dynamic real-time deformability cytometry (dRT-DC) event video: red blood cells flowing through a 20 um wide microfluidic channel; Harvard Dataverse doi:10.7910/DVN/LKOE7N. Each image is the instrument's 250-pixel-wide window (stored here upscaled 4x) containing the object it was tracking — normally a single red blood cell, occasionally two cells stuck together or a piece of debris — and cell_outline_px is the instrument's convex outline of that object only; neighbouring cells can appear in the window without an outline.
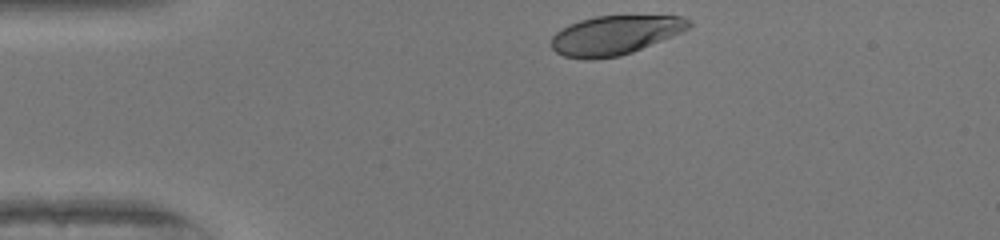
{"species": "human", "species_latin": "Homo sapiens", "temperature_condition": "warm", "stored_images_in_passage": 13, "camera_frame_rate_fps": 3000, "um_per_image_px": 0.085, "donor": {"sex": "female"}, "frame": {"image": 1, "passage_image": 1, "time_ms": 0.0, "image_size_px": [1000, 240], "cell_outline_px": [[692, 24], [688, 28], [672, 36], [632, 52], [620, 56], [592, 60], [588, 60], [564, 56], [556, 52], [552, 48], [552, 36], [556, 32], [568, 24], [580, 20], [596, 16], [680, 16], [692, 20]], "centroid_in_image_um": [52.25, 2.99], "position_along_channel_um": 32.8, "area_um2": 31.27}}
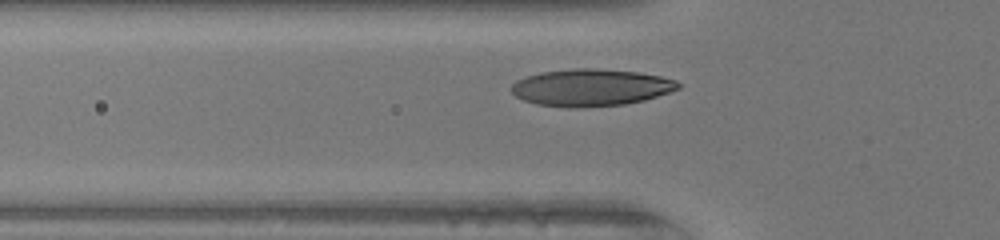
{"frame": {"image": 2, "passage_image": 8, "time_ms": 2.333, "image_size_px": [1000, 240], "cell_outline_px": [[680, 88], [644, 100], [624, 104], [584, 108], [568, 108], [536, 104], [524, 100], [516, 96], [512, 92], [512, 84], [516, 80], [524, 76], [540, 72], [572, 68], [596, 68], [636, 72], [660, 76], [676, 80], [680, 84]], "centroid_in_image_um": [50.19, 7.44], "position_along_channel_um": 75.6, "area_um2": 36.18}}
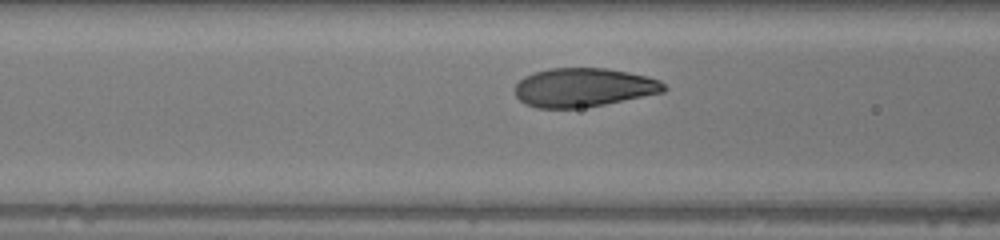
{"frame": {"image": 3, "passage_image": 11, "time_ms": 3.333, "image_size_px": [1000, 240], "cell_outline_px": [[668, 88], [664, 92], [604, 104], [576, 108], [536, 108], [524, 104], [516, 96], [516, 84], [524, 76], [532, 72], [548, 68], [604, 68], [628, 72], [648, 76], [660, 80]], "centroid_in_image_um": [49.59, 7.43], "position_along_channel_um": 117.0, "area_um2": 33.76}}